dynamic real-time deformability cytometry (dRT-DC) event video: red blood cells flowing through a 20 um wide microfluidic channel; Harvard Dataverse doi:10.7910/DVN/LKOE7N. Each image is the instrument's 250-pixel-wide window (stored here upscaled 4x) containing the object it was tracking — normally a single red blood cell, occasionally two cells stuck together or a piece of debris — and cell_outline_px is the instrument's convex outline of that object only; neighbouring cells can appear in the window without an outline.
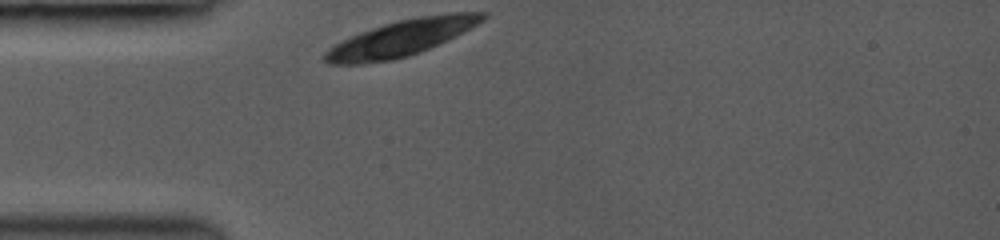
{"species": "common noctule bat (a hibernating species)", "species_latin": "Nyctalus noctula", "temperature_condition": "room temperature", "stored_images_in_passage": 1, "camera_frame_rate_fps": 3000, "um_per_image_px": 0.085, "animal": {"sex": "female", "body_mass_g": 19.0, "forearm_length_mm": 53.3}, "frame": {"image": 1, "passage_image": 1, "time_ms": 0.0, "image_size_px": [1000, 240], "cell_outline_px": [[488, 16], [484, 20], [456, 36], [420, 52], [408, 56], [392, 60], [364, 64], [328, 64], [324, 60], [324, 52], [328, 48], [360, 32], [396, 20], [420, 16], [448, 12], [488, 12]], "centroid_in_image_um": [34.13, 3.23], "position_along_channel_um": 50.9, "area_um2": 33.12}}